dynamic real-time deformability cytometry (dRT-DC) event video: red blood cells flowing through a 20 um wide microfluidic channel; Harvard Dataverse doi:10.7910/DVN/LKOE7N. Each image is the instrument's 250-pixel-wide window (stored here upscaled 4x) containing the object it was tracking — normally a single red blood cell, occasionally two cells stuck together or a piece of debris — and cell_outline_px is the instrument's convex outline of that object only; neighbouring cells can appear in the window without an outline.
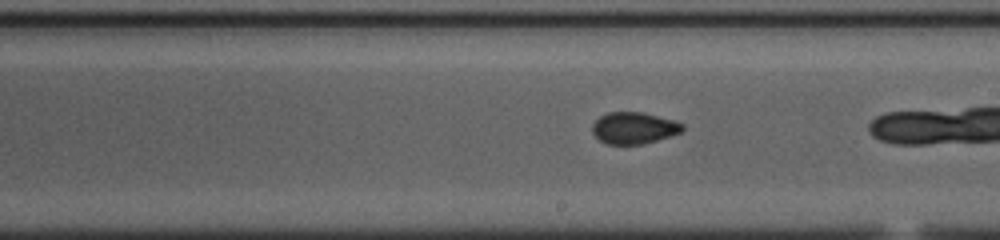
{"species": "common noctule bat (a hibernating species)", "species_latin": "Nyctalus noctula", "temperature_condition": "cold", "stored_images_in_passage": 40, "camera_frame_rate_fps": 3000, "um_per_image_px": 0.085, "animal": {"sex": "female", "body_mass_g": 23.0, "forearm_length_mm": 53.4}, "frame": {"image": 1, "passage_image": 29, "time_ms": 9.333, "image_size_px": [1000, 240], "cell_outline_px": [[684, 128], [680, 132], [644, 144], [608, 144], [600, 140], [592, 132], [592, 124], [600, 116], [608, 112], [644, 112], [672, 120], [684, 124]], "centroid_in_image_um": [53.86, 10.87], "position_along_channel_um": 235.1, "area_um2": 16.47}}
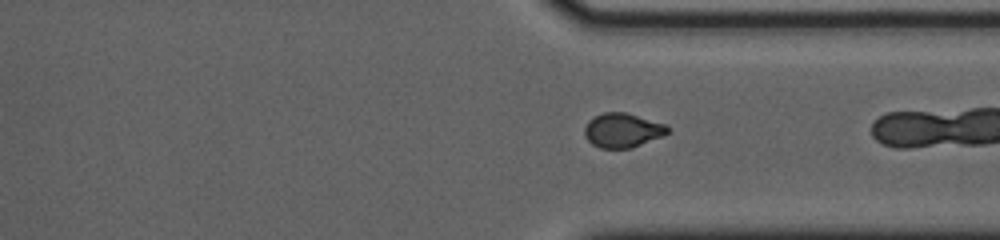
{"frame": {"image": 2, "passage_image": 39, "time_ms": 12.667, "image_size_px": [1000, 240], "cell_outline_px": [[668, 132], [664, 136], [632, 148], [600, 148], [592, 144], [584, 136], [584, 128], [588, 120], [604, 112], [624, 112], [668, 124]], "centroid_in_image_um": [52.93, 11.08], "position_along_channel_um": 358.5, "area_um2": 16.76}}